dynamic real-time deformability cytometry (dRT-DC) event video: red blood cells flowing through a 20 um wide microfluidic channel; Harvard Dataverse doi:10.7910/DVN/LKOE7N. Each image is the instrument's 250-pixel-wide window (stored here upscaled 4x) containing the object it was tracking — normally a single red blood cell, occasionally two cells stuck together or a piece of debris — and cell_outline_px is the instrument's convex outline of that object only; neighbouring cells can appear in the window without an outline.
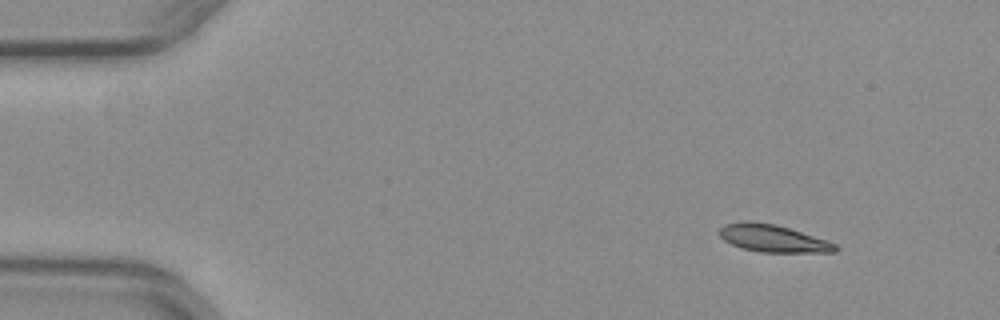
{"species": "common noctule bat (a hibernating species)", "species_latin": "Nyctalus noctula", "temperature_condition": "warm", "stored_images_in_passage": 17, "camera_frame_rate_fps": 3000, "um_per_image_px": 0.085, "animal": {"sex": "female", "body_mass_g": 29.2, "forearm_length_mm": 56.3}, "frame": {"image": 1, "passage_image": 1, "time_ms": 0.0, "image_size_px": [1000, 320], "cell_outline_px": [[840, 248], [836, 252], [760, 252], [740, 248], [724, 240], [716, 232], [724, 224], [744, 220], [752, 220], [776, 224], [828, 240], [836, 244]], "centroid_in_image_um": [65.68, 20.25], "position_along_channel_um": 19.3, "area_um2": 18.84}}
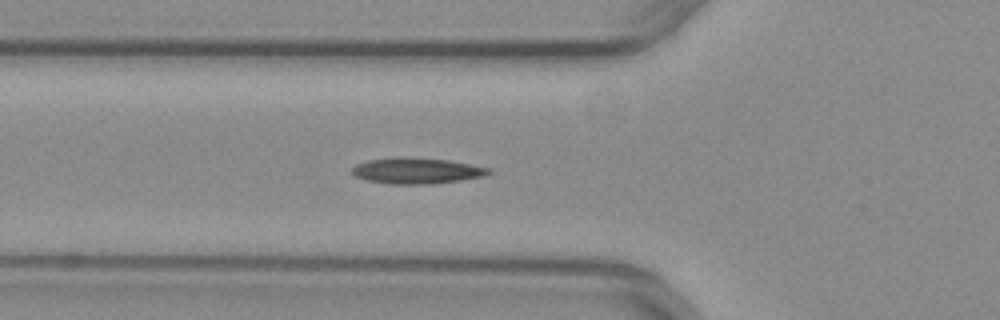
{"frame": {"image": 2, "passage_image": 14, "time_ms": 4.333, "image_size_px": [1000, 320], "cell_outline_px": [[492, 172], [488, 176], [432, 184], [388, 184], [368, 180], [356, 176], [348, 172], [356, 164], [368, 160], [392, 156], [400, 156], [448, 160], [492, 168]], "centroid_in_image_um": [35.42, 14.5], "position_along_channel_um": 90.4, "area_um2": 21.04}}
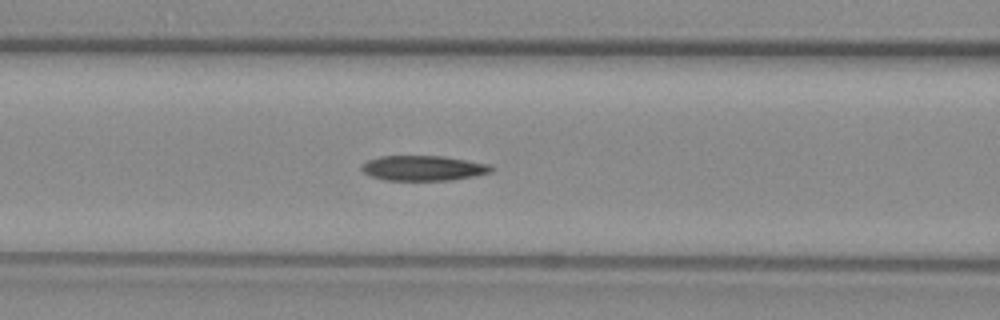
{"frame": {"image": 3, "passage_image": 17, "time_ms": 5.333, "image_size_px": [1000, 320], "cell_outline_px": [[496, 168], [492, 172], [452, 180], [384, 180], [368, 176], [360, 168], [368, 160], [380, 156], [444, 156], [488, 164]], "centroid_in_image_um": [35.98, 14.29], "position_along_channel_um": 130.6, "area_um2": 18.96}}